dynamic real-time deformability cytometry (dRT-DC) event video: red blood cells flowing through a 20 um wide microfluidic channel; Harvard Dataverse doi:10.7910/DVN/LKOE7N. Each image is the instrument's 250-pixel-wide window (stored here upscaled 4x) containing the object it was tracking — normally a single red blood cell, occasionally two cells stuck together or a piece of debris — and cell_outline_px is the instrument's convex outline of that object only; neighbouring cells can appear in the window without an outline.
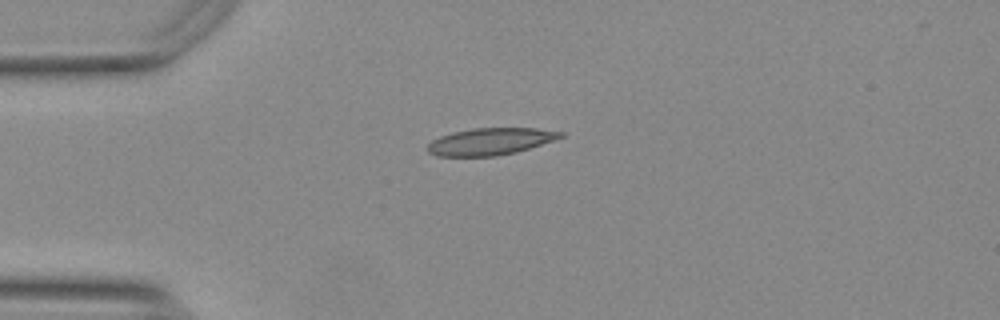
{"species": "Egyptian fruit bat (a non-hibernating species)", "species_latin": "Rousettus aegyptiacus", "temperature_condition": "warm", "stored_images_in_passage": 42, "camera_frame_rate_fps": 3000, "um_per_image_px": 0.085, "animal": {"sex": "female"}, "frame": {"image": 1, "passage_image": 1, "time_ms": 0.0, "image_size_px": [1000, 320], "cell_outline_px": [[564, 136], [516, 152], [496, 156], [436, 156], [428, 152], [428, 144], [432, 140], [440, 136], [452, 132], [472, 128], [536, 128], [564, 132]], "centroid_in_image_um": [41.64, 12.02], "position_along_channel_um": 43.4, "area_um2": 20.75}}
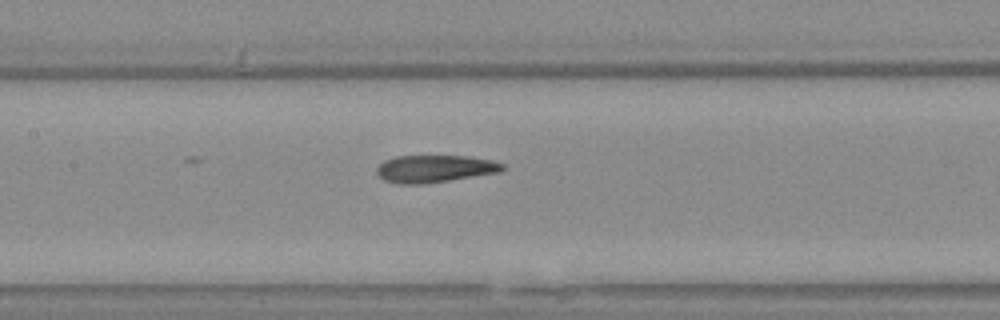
{"frame": {"image": 2, "passage_image": 13, "time_ms": 4.0, "image_size_px": [1000, 320], "cell_outline_px": [[504, 168], [500, 172], [448, 180], [420, 184], [400, 184], [384, 180], [376, 172], [376, 168], [384, 160], [396, 156], [468, 156], [492, 160], [504, 164]], "centroid_in_image_um": [36.94, 14.33], "position_along_channel_um": 170.5, "area_um2": 19.88}}
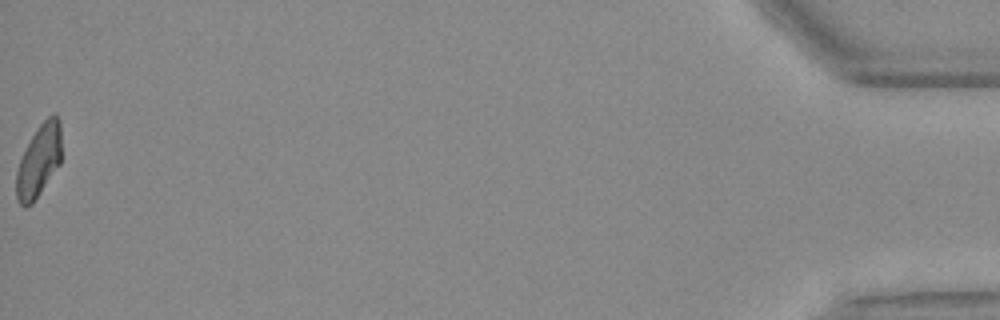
{"frame": {"image": 3, "passage_image": 42, "time_ms": 13.667, "image_size_px": [1000, 320], "cell_outline_px": [[60, 164], [32, 204], [24, 208], [16, 200], [16, 172], [20, 160], [32, 136], [40, 124], [48, 116], [56, 112], [60, 120]], "centroid_in_image_um": [3.3, 13.68], "position_along_channel_um": 431.9, "area_um2": 18.9}, "authors_computed_cell_mechanics": {"area_um2": 20.2878, "velocity_mm_per_s": 3.7585, "shape_relaxation_time_tau1_ms": null, "shape_relaxation_time_tau2_ms": 2.2949, "deformation_change_tau1": null, "deformation_change_tau2": 0.1088}}